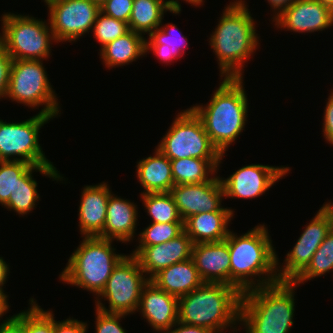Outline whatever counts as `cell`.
Here are the masks:
<instances>
[{
    "mask_svg": "<svg viewBox=\"0 0 333 333\" xmlns=\"http://www.w3.org/2000/svg\"><path fill=\"white\" fill-rule=\"evenodd\" d=\"M184 231V222L150 223L138 235V246H153L176 238Z\"/></svg>",
    "mask_w": 333,
    "mask_h": 333,
    "instance_id": "obj_33",
    "label": "cell"
},
{
    "mask_svg": "<svg viewBox=\"0 0 333 333\" xmlns=\"http://www.w3.org/2000/svg\"><path fill=\"white\" fill-rule=\"evenodd\" d=\"M150 281L177 298L187 295L203 283L192 258L160 270Z\"/></svg>",
    "mask_w": 333,
    "mask_h": 333,
    "instance_id": "obj_23",
    "label": "cell"
},
{
    "mask_svg": "<svg viewBox=\"0 0 333 333\" xmlns=\"http://www.w3.org/2000/svg\"><path fill=\"white\" fill-rule=\"evenodd\" d=\"M244 0L230 2L222 12L209 45L218 61L220 77L243 78V68L259 46L254 18Z\"/></svg>",
    "mask_w": 333,
    "mask_h": 333,
    "instance_id": "obj_2",
    "label": "cell"
},
{
    "mask_svg": "<svg viewBox=\"0 0 333 333\" xmlns=\"http://www.w3.org/2000/svg\"><path fill=\"white\" fill-rule=\"evenodd\" d=\"M333 11V0H317Z\"/></svg>",
    "mask_w": 333,
    "mask_h": 333,
    "instance_id": "obj_47",
    "label": "cell"
},
{
    "mask_svg": "<svg viewBox=\"0 0 333 333\" xmlns=\"http://www.w3.org/2000/svg\"><path fill=\"white\" fill-rule=\"evenodd\" d=\"M193 241L185 231L176 238L153 246H137L131 252L145 275L151 279L160 270L192 258Z\"/></svg>",
    "mask_w": 333,
    "mask_h": 333,
    "instance_id": "obj_17",
    "label": "cell"
},
{
    "mask_svg": "<svg viewBox=\"0 0 333 333\" xmlns=\"http://www.w3.org/2000/svg\"><path fill=\"white\" fill-rule=\"evenodd\" d=\"M95 4H97V5H99V6H101V5H103L106 1H108V0H92Z\"/></svg>",
    "mask_w": 333,
    "mask_h": 333,
    "instance_id": "obj_48",
    "label": "cell"
},
{
    "mask_svg": "<svg viewBox=\"0 0 333 333\" xmlns=\"http://www.w3.org/2000/svg\"><path fill=\"white\" fill-rule=\"evenodd\" d=\"M168 11L172 14H180V2L178 0H133L132 13L128 22L129 30L149 35L160 27L164 20V13Z\"/></svg>",
    "mask_w": 333,
    "mask_h": 333,
    "instance_id": "obj_24",
    "label": "cell"
},
{
    "mask_svg": "<svg viewBox=\"0 0 333 333\" xmlns=\"http://www.w3.org/2000/svg\"><path fill=\"white\" fill-rule=\"evenodd\" d=\"M43 60H13L5 98L55 118L61 114L55 90L48 79Z\"/></svg>",
    "mask_w": 333,
    "mask_h": 333,
    "instance_id": "obj_8",
    "label": "cell"
},
{
    "mask_svg": "<svg viewBox=\"0 0 333 333\" xmlns=\"http://www.w3.org/2000/svg\"><path fill=\"white\" fill-rule=\"evenodd\" d=\"M50 119L53 118L39 112L18 123H7L0 119V161H24L34 166H54L39 144L40 130Z\"/></svg>",
    "mask_w": 333,
    "mask_h": 333,
    "instance_id": "obj_11",
    "label": "cell"
},
{
    "mask_svg": "<svg viewBox=\"0 0 333 333\" xmlns=\"http://www.w3.org/2000/svg\"><path fill=\"white\" fill-rule=\"evenodd\" d=\"M167 24V25H166ZM160 25L149 34L146 39V55L150 51L165 64H170L174 60L185 54V49L189 48L188 38L178 30L175 24L166 23Z\"/></svg>",
    "mask_w": 333,
    "mask_h": 333,
    "instance_id": "obj_28",
    "label": "cell"
},
{
    "mask_svg": "<svg viewBox=\"0 0 333 333\" xmlns=\"http://www.w3.org/2000/svg\"><path fill=\"white\" fill-rule=\"evenodd\" d=\"M33 165L24 161H0V204L5 205L13 195L20 178Z\"/></svg>",
    "mask_w": 333,
    "mask_h": 333,
    "instance_id": "obj_32",
    "label": "cell"
},
{
    "mask_svg": "<svg viewBox=\"0 0 333 333\" xmlns=\"http://www.w3.org/2000/svg\"><path fill=\"white\" fill-rule=\"evenodd\" d=\"M128 31V23L103 14L101 11L97 15L91 30L94 35L93 37L99 42L101 48L109 42L123 36Z\"/></svg>",
    "mask_w": 333,
    "mask_h": 333,
    "instance_id": "obj_34",
    "label": "cell"
},
{
    "mask_svg": "<svg viewBox=\"0 0 333 333\" xmlns=\"http://www.w3.org/2000/svg\"><path fill=\"white\" fill-rule=\"evenodd\" d=\"M12 58L0 44V99L5 98L10 77Z\"/></svg>",
    "mask_w": 333,
    "mask_h": 333,
    "instance_id": "obj_38",
    "label": "cell"
},
{
    "mask_svg": "<svg viewBox=\"0 0 333 333\" xmlns=\"http://www.w3.org/2000/svg\"><path fill=\"white\" fill-rule=\"evenodd\" d=\"M40 172L41 174L48 176L53 181H63L62 175L59 173L55 166H32L18 182L17 188L13 195H10L8 202L4 205V208L13 210L19 216L29 214L36 207V203L40 200V196L37 190L38 183L34 179L33 172Z\"/></svg>",
    "mask_w": 333,
    "mask_h": 333,
    "instance_id": "obj_26",
    "label": "cell"
},
{
    "mask_svg": "<svg viewBox=\"0 0 333 333\" xmlns=\"http://www.w3.org/2000/svg\"><path fill=\"white\" fill-rule=\"evenodd\" d=\"M87 329V322H82L71 317L63 321H56L53 314V333H86Z\"/></svg>",
    "mask_w": 333,
    "mask_h": 333,
    "instance_id": "obj_39",
    "label": "cell"
},
{
    "mask_svg": "<svg viewBox=\"0 0 333 333\" xmlns=\"http://www.w3.org/2000/svg\"><path fill=\"white\" fill-rule=\"evenodd\" d=\"M6 318L0 323V333H25V310Z\"/></svg>",
    "mask_w": 333,
    "mask_h": 333,
    "instance_id": "obj_40",
    "label": "cell"
},
{
    "mask_svg": "<svg viewBox=\"0 0 333 333\" xmlns=\"http://www.w3.org/2000/svg\"><path fill=\"white\" fill-rule=\"evenodd\" d=\"M152 154L136 165V177L144 189L140 194L169 192L174 186L170 160L157 148Z\"/></svg>",
    "mask_w": 333,
    "mask_h": 333,
    "instance_id": "obj_25",
    "label": "cell"
},
{
    "mask_svg": "<svg viewBox=\"0 0 333 333\" xmlns=\"http://www.w3.org/2000/svg\"><path fill=\"white\" fill-rule=\"evenodd\" d=\"M226 153L220 159L184 158L170 160L174 185L199 184L210 181L218 174L219 165Z\"/></svg>",
    "mask_w": 333,
    "mask_h": 333,
    "instance_id": "obj_29",
    "label": "cell"
},
{
    "mask_svg": "<svg viewBox=\"0 0 333 333\" xmlns=\"http://www.w3.org/2000/svg\"><path fill=\"white\" fill-rule=\"evenodd\" d=\"M331 271H333V228L313 254L307 268L293 282L299 287V284Z\"/></svg>",
    "mask_w": 333,
    "mask_h": 333,
    "instance_id": "obj_31",
    "label": "cell"
},
{
    "mask_svg": "<svg viewBox=\"0 0 333 333\" xmlns=\"http://www.w3.org/2000/svg\"><path fill=\"white\" fill-rule=\"evenodd\" d=\"M192 259L203 282L230 285V252L226 240L194 244Z\"/></svg>",
    "mask_w": 333,
    "mask_h": 333,
    "instance_id": "obj_20",
    "label": "cell"
},
{
    "mask_svg": "<svg viewBox=\"0 0 333 333\" xmlns=\"http://www.w3.org/2000/svg\"><path fill=\"white\" fill-rule=\"evenodd\" d=\"M270 237L268 228L259 224L241 236L230 230L225 238L230 252V286L241 294L279 281L277 253Z\"/></svg>",
    "mask_w": 333,
    "mask_h": 333,
    "instance_id": "obj_1",
    "label": "cell"
},
{
    "mask_svg": "<svg viewBox=\"0 0 333 333\" xmlns=\"http://www.w3.org/2000/svg\"><path fill=\"white\" fill-rule=\"evenodd\" d=\"M113 240L100 237H82L69 257L59 280L93 293L97 298L104 290L114 267L125 256L116 254Z\"/></svg>",
    "mask_w": 333,
    "mask_h": 333,
    "instance_id": "obj_6",
    "label": "cell"
},
{
    "mask_svg": "<svg viewBox=\"0 0 333 333\" xmlns=\"http://www.w3.org/2000/svg\"><path fill=\"white\" fill-rule=\"evenodd\" d=\"M95 333H126L121 326V318H125V314L106 313L98 308L95 309Z\"/></svg>",
    "mask_w": 333,
    "mask_h": 333,
    "instance_id": "obj_36",
    "label": "cell"
},
{
    "mask_svg": "<svg viewBox=\"0 0 333 333\" xmlns=\"http://www.w3.org/2000/svg\"><path fill=\"white\" fill-rule=\"evenodd\" d=\"M29 304L25 310V333H53V312L40 308L32 297Z\"/></svg>",
    "mask_w": 333,
    "mask_h": 333,
    "instance_id": "obj_35",
    "label": "cell"
},
{
    "mask_svg": "<svg viewBox=\"0 0 333 333\" xmlns=\"http://www.w3.org/2000/svg\"><path fill=\"white\" fill-rule=\"evenodd\" d=\"M136 312L141 313L153 330L163 333L178 322V298L149 280L143 287Z\"/></svg>",
    "mask_w": 333,
    "mask_h": 333,
    "instance_id": "obj_18",
    "label": "cell"
},
{
    "mask_svg": "<svg viewBox=\"0 0 333 333\" xmlns=\"http://www.w3.org/2000/svg\"><path fill=\"white\" fill-rule=\"evenodd\" d=\"M9 269V265L4 261L3 257H0V292H5L3 286L6 284L8 273H10Z\"/></svg>",
    "mask_w": 333,
    "mask_h": 333,
    "instance_id": "obj_44",
    "label": "cell"
},
{
    "mask_svg": "<svg viewBox=\"0 0 333 333\" xmlns=\"http://www.w3.org/2000/svg\"><path fill=\"white\" fill-rule=\"evenodd\" d=\"M327 98L323 116V135L326 142L333 145V90Z\"/></svg>",
    "mask_w": 333,
    "mask_h": 333,
    "instance_id": "obj_41",
    "label": "cell"
},
{
    "mask_svg": "<svg viewBox=\"0 0 333 333\" xmlns=\"http://www.w3.org/2000/svg\"><path fill=\"white\" fill-rule=\"evenodd\" d=\"M57 43L72 42L91 32L100 6L92 0H43Z\"/></svg>",
    "mask_w": 333,
    "mask_h": 333,
    "instance_id": "obj_13",
    "label": "cell"
},
{
    "mask_svg": "<svg viewBox=\"0 0 333 333\" xmlns=\"http://www.w3.org/2000/svg\"><path fill=\"white\" fill-rule=\"evenodd\" d=\"M223 80L212 94L209 103L190 107L201 119L210 141L222 153L243 132L248 117V98L243 78Z\"/></svg>",
    "mask_w": 333,
    "mask_h": 333,
    "instance_id": "obj_3",
    "label": "cell"
},
{
    "mask_svg": "<svg viewBox=\"0 0 333 333\" xmlns=\"http://www.w3.org/2000/svg\"><path fill=\"white\" fill-rule=\"evenodd\" d=\"M157 145L169 160L184 158L220 159L221 153L210 141L201 119L191 108L176 115Z\"/></svg>",
    "mask_w": 333,
    "mask_h": 333,
    "instance_id": "obj_9",
    "label": "cell"
},
{
    "mask_svg": "<svg viewBox=\"0 0 333 333\" xmlns=\"http://www.w3.org/2000/svg\"><path fill=\"white\" fill-rule=\"evenodd\" d=\"M144 274L137 258L125 255L114 267L104 290L95 298V308L106 313L135 314L143 287L150 280ZM103 298L109 302L108 308L102 302Z\"/></svg>",
    "mask_w": 333,
    "mask_h": 333,
    "instance_id": "obj_10",
    "label": "cell"
},
{
    "mask_svg": "<svg viewBox=\"0 0 333 333\" xmlns=\"http://www.w3.org/2000/svg\"><path fill=\"white\" fill-rule=\"evenodd\" d=\"M133 0H108L100 6L103 14L115 19L129 22L132 13Z\"/></svg>",
    "mask_w": 333,
    "mask_h": 333,
    "instance_id": "obj_37",
    "label": "cell"
},
{
    "mask_svg": "<svg viewBox=\"0 0 333 333\" xmlns=\"http://www.w3.org/2000/svg\"><path fill=\"white\" fill-rule=\"evenodd\" d=\"M163 333H216V332L206 329V328L186 325V324L177 322L174 326H172L170 329L164 331Z\"/></svg>",
    "mask_w": 333,
    "mask_h": 333,
    "instance_id": "obj_42",
    "label": "cell"
},
{
    "mask_svg": "<svg viewBox=\"0 0 333 333\" xmlns=\"http://www.w3.org/2000/svg\"><path fill=\"white\" fill-rule=\"evenodd\" d=\"M291 281L247 290L240 301L239 324L246 333H289L294 324L295 288Z\"/></svg>",
    "mask_w": 333,
    "mask_h": 333,
    "instance_id": "obj_4",
    "label": "cell"
},
{
    "mask_svg": "<svg viewBox=\"0 0 333 333\" xmlns=\"http://www.w3.org/2000/svg\"><path fill=\"white\" fill-rule=\"evenodd\" d=\"M99 51L105 68L122 67L146 55V38L140 33L129 30Z\"/></svg>",
    "mask_w": 333,
    "mask_h": 333,
    "instance_id": "obj_27",
    "label": "cell"
},
{
    "mask_svg": "<svg viewBox=\"0 0 333 333\" xmlns=\"http://www.w3.org/2000/svg\"><path fill=\"white\" fill-rule=\"evenodd\" d=\"M109 187L104 181L98 185H86L81 191L78 226L82 237L103 238L107 203L112 193Z\"/></svg>",
    "mask_w": 333,
    "mask_h": 333,
    "instance_id": "obj_19",
    "label": "cell"
},
{
    "mask_svg": "<svg viewBox=\"0 0 333 333\" xmlns=\"http://www.w3.org/2000/svg\"><path fill=\"white\" fill-rule=\"evenodd\" d=\"M296 0H267L273 13L272 20Z\"/></svg>",
    "mask_w": 333,
    "mask_h": 333,
    "instance_id": "obj_43",
    "label": "cell"
},
{
    "mask_svg": "<svg viewBox=\"0 0 333 333\" xmlns=\"http://www.w3.org/2000/svg\"><path fill=\"white\" fill-rule=\"evenodd\" d=\"M145 212L154 223L184 222L169 192L140 195Z\"/></svg>",
    "mask_w": 333,
    "mask_h": 333,
    "instance_id": "obj_30",
    "label": "cell"
},
{
    "mask_svg": "<svg viewBox=\"0 0 333 333\" xmlns=\"http://www.w3.org/2000/svg\"><path fill=\"white\" fill-rule=\"evenodd\" d=\"M8 300V295L5 292H0V318L6 315L9 311L10 306Z\"/></svg>",
    "mask_w": 333,
    "mask_h": 333,
    "instance_id": "obj_45",
    "label": "cell"
},
{
    "mask_svg": "<svg viewBox=\"0 0 333 333\" xmlns=\"http://www.w3.org/2000/svg\"><path fill=\"white\" fill-rule=\"evenodd\" d=\"M232 211H213L194 214L184 221V231L194 244L225 240L233 219Z\"/></svg>",
    "mask_w": 333,
    "mask_h": 333,
    "instance_id": "obj_22",
    "label": "cell"
},
{
    "mask_svg": "<svg viewBox=\"0 0 333 333\" xmlns=\"http://www.w3.org/2000/svg\"><path fill=\"white\" fill-rule=\"evenodd\" d=\"M0 44L12 60H46L51 55L52 42H56L49 20L30 15L2 14Z\"/></svg>",
    "mask_w": 333,
    "mask_h": 333,
    "instance_id": "obj_7",
    "label": "cell"
},
{
    "mask_svg": "<svg viewBox=\"0 0 333 333\" xmlns=\"http://www.w3.org/2000/svg\"><path fill=\"white\" fill-rule=\"evenodd\" d=\"M183 221L201 212L232 211L222 206L224 189L218 175L210 181L199 184L174 185L170 191Z\"/></svg>",
    "mask_w": 333,
    "mask_h": 333,
    "instance_id": "obj_15",
    "label": "cell"
},
{
    "mask_svg": "<svg viewBox=\"0 0 333 333\" xmlns=\"http://www.w3.org/2000/svg\"><path fill=\"white\" fill-rule=\"evenodd\" d=\"M183 1H186L187 3L191 4V6L193 5L196 7L198 6L201 7V4L203 5L204 4L203 2H205L204 0H183Z\"/></svg>",
    "mask_w": 333,
    "mask_h": 333,
    "instance_id": "obj_46",
    "label": "cell"
},
{
    "mask_svg": "<svg viewBox=\"0 0 333 333\" xmlns=\"http://www.w3.org/2000/svg\"><path fill=\"white\" fill-rule=\"evenodd\" d=\"M272 22L281 30L313 33L333 26V11L317 0H296Z\"/></svg>",
    "mask_w": 333,
    "mask_h": 333,
    "instance_id": "obj_16",
    "label": "cell"
},
{
    "mask_svg": "<svg viewBox=\"0 0 333 333\" xmlns=\"http://www.w3.org/2000/svg\"><path fill=\"white\" fill-rule=\"evenodd\" d=\"M241 295L228 284L203 282L195 290L178 298V322L216 333H222L228 327L237 332Z\"/></svg>",
    "mask_w": 333,
    "mask_h": 333,
    "instance_id": "obj_5",
    "label": "cell"
},
{
    "mask_svg": "<svg viewBox=\"0 0 333 333\" xmlns=\"http://www.w3.org/2000/svg\"><path fill=\"white\" fill-rule=\"evenodd\" d=\"M291 168L262 164L245 165L227 178L219 177L225 199H253L259 197L278 180L289 173ZM227 197V198H226Z\"/></svg>",
    "mask_w": 333,
    "mask_h": 333,
    "instance_id": "obj_14",
    "label": "cell"
},
{
    "mask_svg": "<svg viewBox=\"0 0 333 333\" xmlns=\"http://www.w3.org/2000/svg\"><path fill=\"white\" fill-rule=\"evenodd\" d=\"M136 203L110 194L107 203L106 221L103 228V239L117 240L122 243L133 241L138 221ZM135 234V235H134Z\"/></svg>",
    "mask_w": 333,
    "mask_h": 333,
    "instance_id": "obj_21",
    "label": "cell"
},
{
    "mask_svg": "<svg viewBox=\"0 0 333 333\" xmlns=\"http://www.w3.org/2000/svg\"><path fill=\"white\" fill-rule=\"evenodd\" d=\"M304 228L292 250L286 254L285 263L281 267L277 255L279 281L293 282L307 268L313 254L333 228V203L326 202Z\"/></svg>",
    "mask_w": 333,
    "mask_h": 333,
    "instance_id": "obj_12",
    "label": "cell"
}]
</instances>
